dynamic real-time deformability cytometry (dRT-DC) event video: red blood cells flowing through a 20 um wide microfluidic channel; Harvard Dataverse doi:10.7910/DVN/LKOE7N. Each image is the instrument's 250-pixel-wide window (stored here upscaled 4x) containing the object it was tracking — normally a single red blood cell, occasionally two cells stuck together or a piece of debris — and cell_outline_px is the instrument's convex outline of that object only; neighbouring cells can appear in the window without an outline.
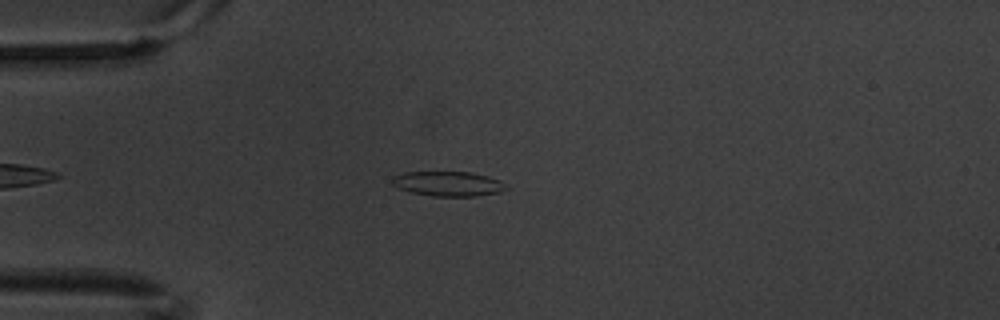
{"species": "common noctule bat (a hibernating species)", "species_latin": "Nyctalus noctula", "temperature_condition": "warm", "stored_images_in_passage": 7, "camera_frame_rate_fps": 3000, "um_per_image_px": 0.085, "animal": {"sex": "male", "body_mass_g": 20.1, "forearm_length_mm": 53.5}, "frame": {"image": 1, "passage_image": 2, "time_ms": 0.333, "image_size_px": [1000, 320], "cell_outline_px": [[508, 188], [500, 192], [476, 196], [432, 196], [412, 192], [400, 188], [392, 184], [392, 176], [404, 172], [468, 172], [488, 176], [500, 180]], "centroid_in_image_um": [38.09, 15.61], "position_along_channel_um": 46.9, "area_um2": 16.36}}
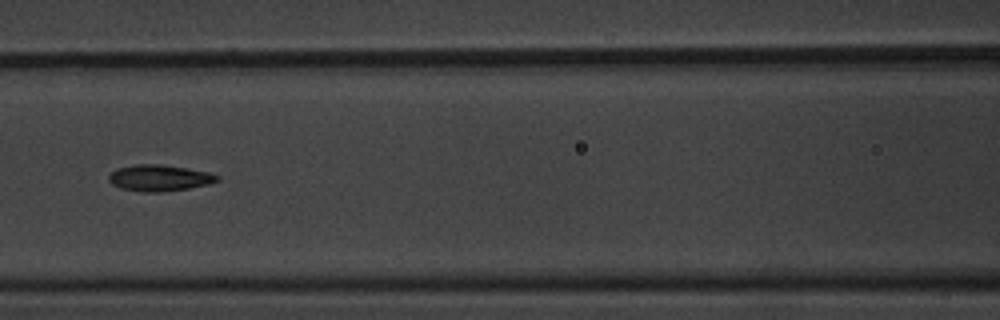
{"frame": {"image": 2, "passage_image": 5, "time_ms": 1.333, "image_size_px": [1000, 320], "cell_outline_px": [[220, 180], [208, 184], [188, 188], [160, 192], [144, 192], [120, 188], [112, 184], [108, 180], [108, 176], [116, 168], [136, 164], [160, 164], [208, 172], [220, 176]], "centroid_in_image_um": [13.52, 15.12], "position_along_channel_um": 153.1, "area_um2": 16.53}}
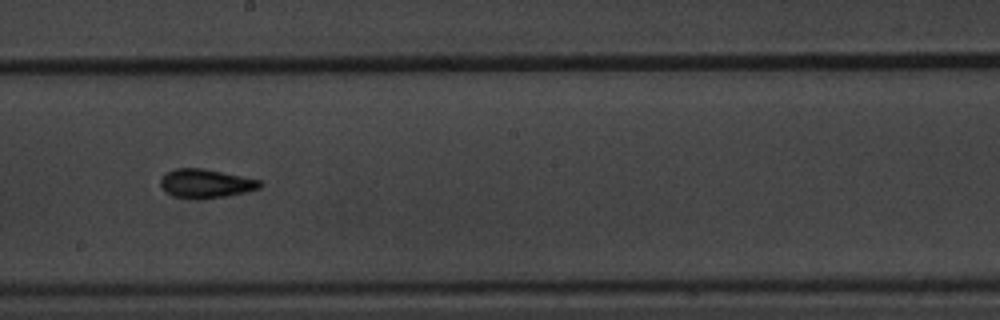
{"frame": {"image": 3, "passage_image": 7, "time_ms": 2.0, "image_size_px": [1000, 320], "cell_outline_px": [[264, 184], [260, 188], [228, 196], [172, 196], [160, 184], [160, 180], [164, 172], [176, 168], [204, 168], [260, 180]], "centroid_in_image_um": [17.51, 15.54], "position_along_channel_um": 230.7, "area_um2": 16.07}}